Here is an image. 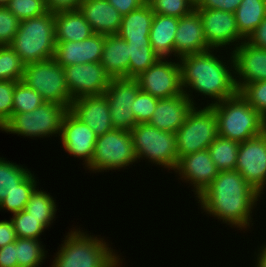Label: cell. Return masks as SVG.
<instances>
[{"mask_svg":"<svg viewBox=\"0 0 266 267\" xmlns=\"http://www.w3.org/2000/svg\"><path fill=\"white\" fill-rule=\"evenodd\" d=\"M11 221L17 238L39 239L42 232H44V229H46L39 222V219L30 216L25 210L14 213Z\"/></svg>","mask_w":266,"mask_h":267,"instance_id":"37","label":"cell"},{"mask_svg":"<svg viewBox=\"0 0 266 267\" xmlns=\"http://www.w3.org/2000/svg\"><path fill=\"white\" fill-rule=\"evenodd\" d=\"M122 16L144 5L147 0H107Z\"/></svg>","mask_w":266,"mask_h":267,"instance_id":"47","label":"cell"},{"mask_svg":"<svg viewBox=\"0 0 266 267\" xmlns=\"http://www.w3.org/2000/svg\"><path fill=\"white\" fill-rule=\"evenodd\" d=\"M50 194L40 189H35L28 200L25 211L35 219H39V222L47 228L55 218L56 214V202L53 200Z\"/></svg>","mask_w":266,"mask_h":267,"instance_id":"31","label":"cell"},{"mask_svg":"<svg viewBox=\"0 0 266 267\" xmlns=\"http://www.w3.org/2000/svg\"><path fill=\"white\" fill-rule=\"evenodd\" d=\"M193 107V102L185 93L171 98L158 99L148 124L161 131L176 133Z\"/></svg>","mask_w":266,"mask_h":267,"instance_id":"22","label":"cell"},{"mask_svg":"<svg viewBox=\"0 0 266 267\" xmlns=\"http://www.w3.org/2000/svg\"><path fill=\"white\" fill-rule=\"evenodd\" d=\"M0 267H18L15 242L0 248Z\"/></svg>","mask_w":266,"mask_h":267,"instance_id":"46","label":"cell"},{"mask_svg":"<svg viewBox=\"0 0 266 267\" xmlns=\"http://www.w3.org/2000/svg\"><path fill=\"white\" fill-rule=\"evenodd\" d=\"M17 239L13 223L10 221H0V248L15 242Z\"/></svg>","mask_w":266,"mask_h":267,"instance_id":"49","label":"cell"},{"mask_svg":"<svg viewBox=\"0 0 266 267\" xmlns=\"http://www.w3.org/2000/svg\"><path fill=\"white\" fill-rule=\"evenodd\" d=\"M178 160L190 153L208 149L218 136L217 119L211 106L193 107L175 133Z\"/></svg>","mask_w":266,"mask_h":267,"instance_id":"9","label":"cell"},{"mask_svg":"<svg viewBox=\"0 0 266 267\" xmlns=\"http://www.w3.org/2000/svg\"><path fill=\"white\" fill-rule=\"evenodd\" d=\"M130 133L137 161L144 157L175 171L178 165L175 133L161 131L148 123L137 124Z\"/></svg>","mask_w":266,"mask_h":267,"instance_id":"6","label":"cell"},{"mask_svg":"<svg viewBox=\"0 0 266 267\" xmlns=\"http://www.w3.org/2000/svg\"><path fill=\"white\" fill-rule=\"evenodd\" d=\"M256 264V267H266V245L261 247Z\"/></svg>","mask_w":266,"mask_h":267,"instance_id":"50","label":"cell"},{"mask_svg":"<svg viewBox=\"0 0 266 267\" xmlns=\"http://www.w3.org/2000/svg\"><path fill=\"white\" fill-rule=\"evenodd\" d=\"M251 45L266 49V17L246 39Z\"/></svg>","mask_w":266,"mask_h":267,"instance_id":"48","label":"cell"},{"mask_svg":"<svg viewBox=\"0 0 266 267\" xmlns=\"http://www.w3.org/2000/svg\"><path fill=\"white\" fill-rule=\"evenodd\" d=\"M129 45V78L146 71L160 57L154 52L150 41H126Z\"/></svg>","mask_w":266,"mask_h":267,"instance_id":"30","label":"cell"},{"mask_svg":"<svg viewBox=\"0 0 266 267\" xmlns=\"http://www.w3.org/2000/svg\"><path fill=\"white\" fill-rule=\"evenodd\" d=\"M260 196L238 171L233 170L218 172L197 198L207 214L231 224V227L244 229L252 222L250 214Z\"/></svg>","mask_w":266,"mask_h":267,"instance_id":"1","label":"cell"},{"mask_svg":"<svg viewBox=\"0 0 266 267\" xmlns=\"http://www.w3.org/2000/svg\"><path fill=\"white\" fill-rule=\"evenodd\" d=\"M242 0H198L194 9H217L235 13Z\"/></svg>","mask_w":266,"mask_h":267,"instance_id":"44","label":"cell"},{"mask_svg":"<svg viewBox=\"0 0 266 267\" xmlns=\"http://www.w3.org/2000/svg\"><path fill=\"white\" fill-rule=\"evenodd\" d=\"M37 181L34 174L30 173L12 192L7 194L0 203V210L6 209L11 213H18L25 210L31 194L37 188Z\"/></svg>","mask_w":266,"mask_h":267,"instance_id":"32","label":"cell"},{"mask_svg":"<svg viewBox=\"0 0 266 267\" xmlns=\"http://www.w3.org/2000/svg\"><path fill=\"white\" fill-rule=\"evenodd\" d=\"M69 111L92 129L97 137L114 129L108 100L104 94L74 99Z\"/></svg>","mask_w":266,"mask_h":267,"instance_id":"18","label":"cell"},{"mask_svg":"<svg viewBox=\"0 0 266 267\" xmlns=\"http://www.w3.org/2000/svg\"><path fill=\"white\" fill-rule=\"evenodd\" d=\"M135 79L141 91L158 99L171 98L184 93L179 62H168L165 58H159Z\"/></svg>","mask_w":266,"mask_h":267,"instance_id":"11","label":"cell"},{"mask_svg":"<svg viewBox=\"0 0 266 267\" xmlns=\"http://www.w3.org/2000/svg\"><path fill=\"white\" fill-rule=\"evenodd\" d=\"M20 20L6 7H0V46L10 45L14 39Z\"/></svg>","mask_w":266,"mask_h":267,"instance_id":"42","label":"cell"},{"mask_svg":"<svg viewBox=\"0 0 266 267\" xmlns=\"http://www.w3.org/2000/svg\"><path fill=\"white\" fill-rule=\"evenodd\" d=\"M59 136L66 152L76 158L84 159L85 167L91 162L97 136L70 111L63 118Z\"/></svg>","mask_w":266,"mask_h":267,"instance_id":"16","label":"cell"},{"mask_svg":"<svg viewBox=\"0 0 266 267\" xmlns=\"http://www.w3.org/2000/svg\"><path fill=\"white\" fill-rule=\"evenodd\" d=\"M129 45L118 35H105L100 60L104 70L112 78H129Z\"/></svg>","mask_w":266,"mask_h":267,"instance_id":"24","label":"cell"},{"mask_svg":"<svg viewBox=\"0 0 266 267\" xmlns=\"http://www.w3.org/2000/svg\"><path fill=\"white\" fill-rule=\"evenodd\" d=\"M196 10L202 20L207 45L211 49L226 47L234 42L240 44L246 40L239 33L235 13L217 9Z\"/></svg>","mask_w":266,"mask_h":267,"instance_id":"15","label":"cell"},{"mask_svg":"<svg viewBox=\"0 0 266 267\" xmlns=\"http://www.w3.org/2000/svg\"><path fill=\"white\" fill-rule=\"evenodd\" d=\"M235 170L260 195L266 185V131L240 142Z\"/></svg>","mask_w":266,"mask_h":267,"instance_id":"13","label":"cell"},{"mask_svg":"<svg viewBox=\"0 0 266 267\" xmlns=\"http://www.w3.org/2000/svg\"><path fill=\"white\" fill-rule=\"evenodd\" d=\"M235 46L232 54L238 91L248 83L266 80V49L255 47L246 40Z\"/></svg>","mask_w":266,"mask_h":267,"instance_id":"17","label":"cell"},{"mask_svg":"<svg viewBox=\"0 0 266 267\" xmlns=\"http://www.w3.org/2000/svg\"><path fill=\"white\" fill-rule=\"evenodd\" d=\"M10 0H0V7H6Z\"/></svg>","mask_w":266,"mask_h":267,"instance_id":"51","label":"cell"},{"mask_svg":"<svg viewBox=\"0 0 266 267\" xmlns=\"http://www.w3.org/2000/svg\"><path fill=\"white\" fill-rule=\"evenodd\" d=\"M80 230H71L61 244L52 267H118L120 258L108 244Z\"/></svg>","mask_w":266,"mask_h":267,"instance_id":"4","label":"cell"},{"mask_svg":"<svg viewBox=\"0 0 266 267\" xmlns=\"http://www.w3.org/2000/svg\"><path fill=\"white\" fill-rule=\"evenodd\" d=\"M0 157V203L31 173L28 169Z\"/></svg>","mask_w":266,"mask_h":267,"instance_id":"34","label":"cell"},{"mask_svg":"<svg viewBox=\"0 0 266 267\" xmlns=\"http://www.w3.org/2000/svg\"><path fill=\"white\" fill-rule=\"evenodd\" d=\"M158 98L151 94L139 91L132 105V112L136 123H148L157 106Z\"/></svg>","mask_w":266,"mask_h":267,"instance_id":"41","label":"cell"},{"mask_svg":"<svg viewBox=\"0 0 266 267\" xmlns=\"http://www.w3.org/2000/svg\"><path fill=\"white\" fill-rule=\"evenodd\" d=\"M155 14L181 18L194 10L189 0H147Z\"/></svg>","mask_w":266,"mask_h":267,"instance_id":"39","label":"cell"},{"mask_svg":"<svg viewBox=\"0 0 266 267\" xmlns=\"http://www.w3.org/2000/svg\"><path fill=\"white\" fill-rule=\"evenodd\" d=\"M25 64L45 61L55 55L54 13L20 21L18 31L10 44Z\"/></svg>","mask_w":266,"mask_h":267,"instance_id":"5","label":"cell"},{"mask_svg":"<svg viewBox=\"0 0 266 267\" xmlns=\"http://www.w3.org/2000/svg\"><path fill=\"white\" fill-rule=\"evenodd\" d=\"M239 92L266 119V80L248 83Z\"/></svg>","mask_w":266,"mask_h":267,"instance_id":"40","label":"cell"},{"mask_svg":"<svg viewBox=\"0 0 266 267\" xmlns=\"http://www.w3.org/2000/svg\"><path fill=\"white\" fill-rule=\"evenodd\" d=\"M44 103L41 95L23 81L16 83L13 95V113L32 112Z\"/></svg>","mask_w":266,"mask_h":267,"instance_id":"36","label":"cell"},{"mask_svg":"<svg viewBox=\"0 0 266 267\" xmlns=\"http://www.w3.org/2000/svg\"><path fill=\"white\" fill-rule=\"evenodd\" d=\"M189 1L195 6L198 0H189Z\"/></svg>","mask_w":266,"mask_h":267,"instance_id":"52","label":"cell"},{"mask_svg":"<svg viewBox=\"0 0 266 267\" xmlns=\"http://www.w3.org/2000/svg\"><path fill=\"white\" fill-rule=\"evenodd\" d=\"M130 131L113 129L97 137L89 170L101 172L133 165L136 162Z\"/></svg>","mask_w":266,"mask_h":267,"instance_id":"10","label":"cell"},{"mask_svg":"<svg viewBox=\"0 0 266 267\" xmlns=\"http://www.w3.org/2000/svg\"><path fill=\"white\" fill-rule=\"evenodd\" d=\"M175 170L182 176L181 179L193 185L196 197L213 182L219 172L208 149L181 157Z\"/></svg>","mask_w":266,"mask_h":267,"instance_id":"20","label":"cell"},{"mask_svg":"<svg viewBox=\"0 0 266 267\" xmlns=\"http://www.w3.org/2000/svg\"><path fill=\"white\" fill-rule=\"evenodd\" d=\"M216 115L218 136L244 142L266 131V119L238 92L210 105Z\"/></svg>","mask_w":266,"mask_h":267,"instance_id":"3","label":"cell"},{"mask_svg":"<svg viewBox=\"0 0 266 267\" xmlns=\"http://www.w3.org/2000/svg\"><path fill=\"white\" fill-rule=\"evenodd\" d=\"M179 18L154 14L150 28V45L160 57L174 55V42Z\"/></svg>","mask_w":266,"mask_h":267,"instance_id":"26","label":"cell"},{"mask_svg":"<svg viewBox=\"0 0 266 267\" xmlns=\"http://www.w3.org/2000/svg\"><path fill=\"white\" fill-rule=\"evenodd\" d=\"M68 111L66 106L45 102L32 112L13 113L0 130L32 138L60 135L62 121Z\"/></svg>","mask_w":266,"mask_h":267,"instance_id":"7","label":"cell"},{"mask_svg":"<svg viewBox=\"0 0 266 267\" xmlns=\"http://www.w3.org/2000/svg\"><path fill=\"white\" fill-rule=\"evenodd\" d=\"M6 8L20 21L48 12L45 0H10Z\"/></svg>","mask_w":266,"mask_h":267,"instance_id":"38","label":"cell"},{"mask_svg":"<svg viewBox=\"0 0 266 267\" xmlns=\"http://www.w3.org/2000/svg\"><path fill=\"white\" fill-rule=\"evenodd\" d=\"M140 87L135 78L111 79L104 95L108 100L114 129L131 131L137 123L132 112V105Z\"/></svg>","mask_w":266,"mask_h":267,"instance_id":"12","label":"cell"},{"mask_svg":"<svg viewBox=\"0 0 266 267\" xmlns=\"http://www.w3.org/2000/svg\"><path fill=\"white\" fill-rule=\"evenodd\" d=\"M211 48L207 45L201 17L196 9L179 18L174 42V56L203 53ZM177 54V55H176Z\"/></svg>","mask_w":266,"mask_h":267,"instance_id":"21","label":"cell"},{"mask_svg":"<svg viewBox=\"0 0 266 267\" xmlns=\"http://www.w3.org/2000/svg\"><path fill=\"white\" fill-rule=\"evenodd\" d=\"M25 65L10 45L0 46V81H22Z\"/></svg>","mask_w":266,"mask_h":267,"instance_id":"35","label":"cell"},{"mask_svg":"<svg viewBox=\"0 0 266 267\" xmlns=\"http://www.w3.org/2000/svg\"><path fill=\"white\" fill-rule=\"evenodd\" d=\"M94 33L117 35L122 15L107 0H84L79 8Z\"/></svg>","mask_w":266,"mask_h":267,"instance_id":"23","label":"cell"},{"mask_svg":"<svg viewBox=\"0 0 266 267\" xmlns=\"http://www.w3.org/2000/svg\"><path fill=\"white\" fill-rule=\"evenodd\" d=\"M40 242L39 239H16L15 246L18 267H39L43 263V260L46 258V252Z\"/></svg>","mask_w":266,"mask_h":267,"instance_id":"33","label":"cell"},{"mask_svg":"<svg viewBox=\"0 0 266 267\" xmlns=\"http://www.w3.org/2000/svg\"><path fill=\"white\" fill-rule=\"evenodd\" d=\"M63 69L66 86L73 100L104 94L112 79L100 62L75 64Z\"/></svg>","mask_w":266,"mask_h":267,"instance_id":"14","label":"cell"},{"mask_svg":"<svg viewBox=\"0 0 266 267\" xmlns=\"http://www.w3.org/2000/svg\"><path fill=\"white\" fill-rule=\"evenodd\" d=\"M213 51L214 49H211L203 53L178 58L183 92L194 105L193 98L187 92V88L189 90L190 88L193 89L196 93H201L205 98L208 96L212 100L214 99V102L212 101L209 106L230 98L239 92L234 78L236 75H233L235 74V65L232 52L230 57L231 68H229L225 65L226 62L219 60L212 53Z\"/></svg>","mask_w":266,"mask_h":267,"instance_id":"2","label":"cell"},{"mask_svg":"<svg viewBox=\"0 0 266 267\" xmlns=\"http://www.w3.org/2000/svg\"><path fill=\"white\" fill-rule=\"evenodd\" d=\"M54 20L56 42H78L94 34L90 24L79 10L55 13Z\"/></svg>","mask_w":266,"mask_h":267,"instance_id":"25","label":"cell"},{"mask_svg":"<svg viewBox=\"0 0 266 267\" xmlns=\"http://www.w3.org/2000/svg\"><path fill=\"white\" fill-rule=\"evenodd\" d=\"M84 0H45L46 8L51 13L79 10Z\"/></svg>","mask_w":266,"mask_h":267,"instance_id":"45","label":"cell"},{"mask_svg":"<svg viewBox=\"0 0 266 267\" xmlns=\"http://www.w3.org/2000/svg\"><path fill=\"white\" fill-rule=\"evenodd\" d=\"M154 14L151 5L146 2L140 8L122 16L117 35L125 41H150L149 34Z\"/></svg>","mask_w":266,"mask_h":267,"instance_id":"27","label":"cell"},{"mask_svg":"<svg viewBox=\"0 0 266 267\" xmlns=\"http://www.w3.org/2000/svg\"><path fill=\"white\" fill-rule=\"evenodd\" d=\"M239 145L238 141L217 136L208 147L211 159L219 172L235 170Z\"/></svg>","mask_w":266,"mask_h":267,"instance_id":"29","label":"cell"},{"mask_svg":"<svg viewBox=\"0 0 266 267\" xmlns=\"http://www.w3.org/2000/svg\"><path fill=\"white\" fill-rule=\"evenodd\" d=\"M105 35L94 33L82 41L56 42L54 59L62 67L100 62Z\"/></svg>","mask_w":266,"mask_h":267,"instance_id":"19","label":"cell"},{"mask_svg":"<svg viewBox=\"0 0 266 267\" xmlns=\"http://www.w3.org/2000/svg\"><path fill=\"white\" fill-rule=\"evenodd\" d=\"M18 81H0V129L12 117L13 95Z\"/></svg>","mask_w":266,"mask_h":267,"instance_id":"43","label":"cell"},{"mask_svg":"<svg viewBox=\"0 0 266 267\" xmlns=\"http://www.w3.org/2000/svg\"><path fill=\"white\" fill-rule=\"evenodd\" d=\"M235 17L239 33L247 39L266 17V0H242Z\"/></svg>","mask_w":266,"mask_h":267,"instance_id":"28","label":"cell"},{"mask_svg":"<svg viewBox=\"0 0 266 267\" xmlns=\"http://www.w3.org/2000/svg\"><path fill=\"white\" fill-rule=\"evenodd\" d=\"M22 81L37 91L45 102H53L70 109L71 97L63 67L54 58L25 65Z\"/></svg>","mask_w":266,"mask_h":267,"instance_id":"8","label":"cell"}]
</instances>
